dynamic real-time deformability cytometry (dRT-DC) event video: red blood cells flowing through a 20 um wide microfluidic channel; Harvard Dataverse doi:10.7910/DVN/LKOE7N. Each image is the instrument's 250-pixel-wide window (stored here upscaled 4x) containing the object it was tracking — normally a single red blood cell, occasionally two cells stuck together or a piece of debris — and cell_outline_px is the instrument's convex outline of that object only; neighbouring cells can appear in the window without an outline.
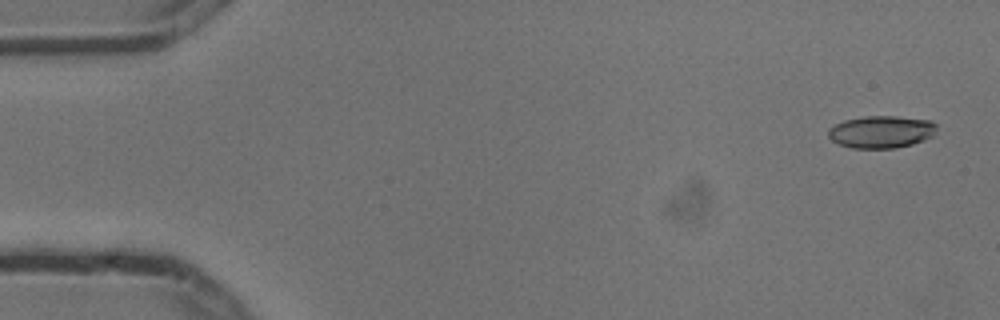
{"species": "common noctule bat (a hibernating species)", "species_latin": "Nyctalus noctula", "temperature_condition": "cold", "stored_images_in_passage": 5, "camera_frame_rate_fps": 3000, "um_per_image_px": 0.085, "animal": {"sex": "male", "body_mass_g": 13.3}, "frame": {"image": 1, "passage_image": 1, "time_ms": 0.0, "image_size_px": [1000, 320], "cell_outline_px": [[936, 132], [932, 136], [924, 140], [912, 144], [896, 148], [852, 148], [840, 144], [832, 140], [828, 136], [828, 128], [844, 120], [864, 116], [896, 116], [932, 120], [936, 124]], "centroid_in_image_um": [74.93, 11.2], "position_along_channel_um": 10.1, "area_um2": 20.52}}
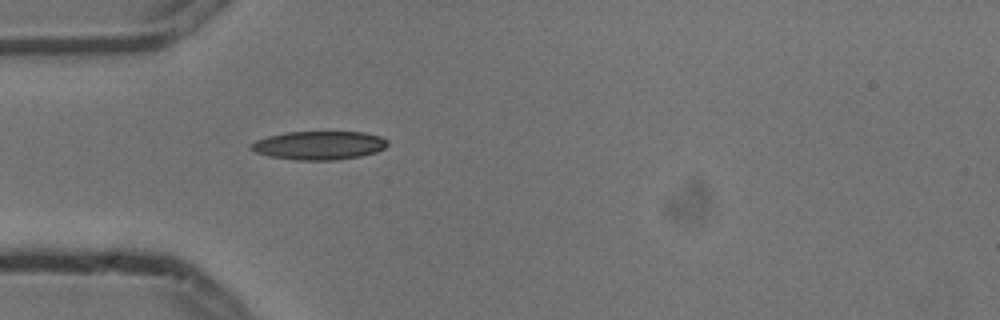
{"frame": {"image": 2, "passage_image": 5, "time_ms": 1.333, "image_size_px": [1000, 320], "cell_outline_px": [[388, 144], [384, 148], [376, 152], [360, 156], [336, 160], [296, 160], [268, 156], [256, 152], [248, 148], [248, 144], [256, 140], [268, 136], [284, 132], [364, 132], [380, 136], [388, 140]], "centroid_in_image_um": [27.09, 12.35], "position_along_channel_um": 57.9, "area_um2": 22.89}}